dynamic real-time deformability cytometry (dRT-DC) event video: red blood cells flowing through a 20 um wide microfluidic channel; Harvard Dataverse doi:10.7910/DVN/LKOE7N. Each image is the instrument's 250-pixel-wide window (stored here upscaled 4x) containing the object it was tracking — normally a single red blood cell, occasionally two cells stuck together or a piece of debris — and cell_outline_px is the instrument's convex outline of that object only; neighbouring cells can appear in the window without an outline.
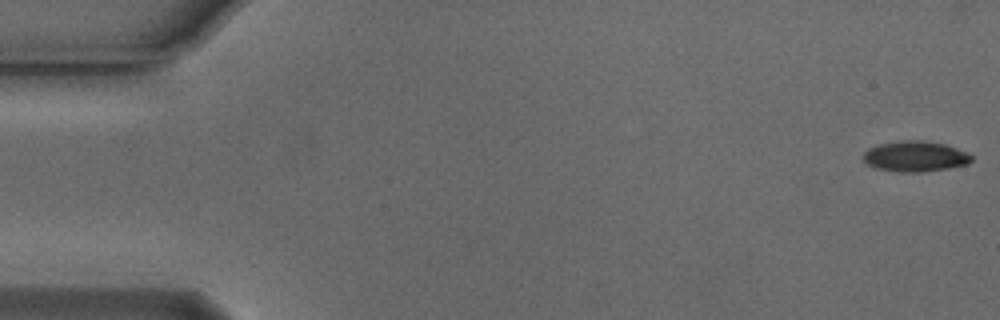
{"species": "Egyptian fruit bat (a non-hibernating species)", "species_latin": "Rousettus aegyptiacus", "temperature_condition": "cold", "stored_images_in_passage": 54, "camera_frame_rate_fps": 3000, "um_per_image_px": 0.085, "animal": {"sex": "male"}, "frame": {"image": 1, "passage_image": 1, "time_ms": 0.0, "image_size_px": [1000, 320], "cell_outline_px": [[972, 160], [968, 164], [948, 168], [920, 172], [900, 172], [876, 168], [868, 164], [864, 160], [864, 152], [868, 148], [876, 144], [900, 140], [924, 140], [944, 144], [968, 152], [972, 156]], "centroid_in_image_um": [77.79, 13.28], "position_along_channel_um": 7.2, "area_um2": 19.36}}
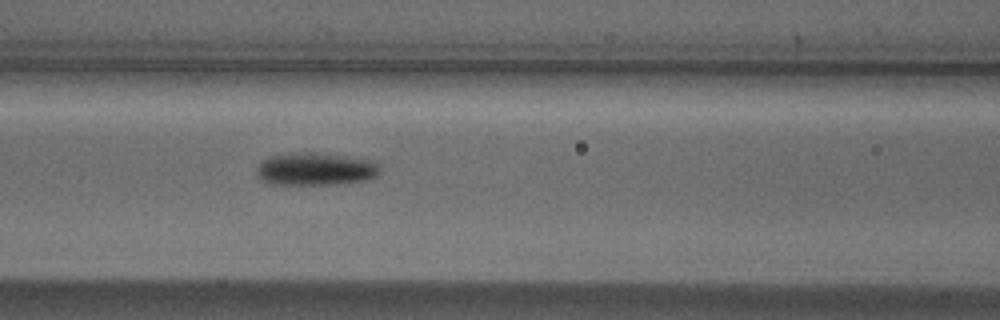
{"frame": {"image": 2, "passage_image": 23, "time_ms": 7.333, "image_size_px": [1000, 320], "cell_outline_px": [[380, 172], [376, 176], [364, 180], [328, 184], [272, 184], [260, 180], [256, 176], [256, 168], [264, 160], [272, 156], [296, 152], [308, 152], [344, 156], [376, 160], [380, 168]], "centroid_in_image_um": [26.81, 14.36], "position_along_channel_um": 139.8, "area_um2": 23.35}}
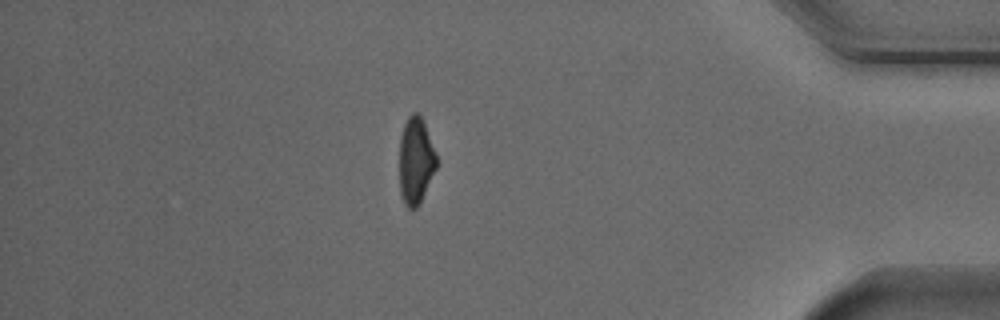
{"frame": {"image": 3, "passage_image": 47, "time_ms": 15.333, "image_size_px": [1000, 320], "cell_outline_px": [[436, 168], [420, 204], [416, 208], [408, 208], [404, 204], [400, 192], [400, 136], [404, 124], [408, 116], [412, 112], [416, 112], [420, 116], [424, 124], [436, 156]], "centroid_in_image_um": [35.32, 13.69], "position_along_channel_um": 399.9, "area_um2": 18.5}, "authors_computed_cell_mechanics": {"area_um2": 20.23, "velocity_mm_per_s": 3.7662, "shape_relaxation_time_tau1_ms": 2.6784, "shape_relaxation_time_tau2_ms": null, "deformation_change_tau1": 0.1348, "deformation_change_tau2": null}}